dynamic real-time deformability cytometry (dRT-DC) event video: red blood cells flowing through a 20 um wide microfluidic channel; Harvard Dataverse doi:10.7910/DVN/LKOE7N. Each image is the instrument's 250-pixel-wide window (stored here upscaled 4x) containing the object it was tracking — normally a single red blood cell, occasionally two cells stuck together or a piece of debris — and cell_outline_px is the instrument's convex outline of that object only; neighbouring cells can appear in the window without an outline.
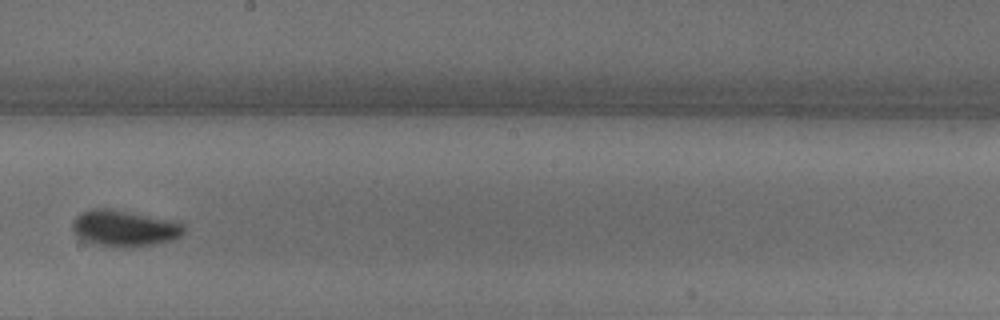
{"species": "common noctule bat (a hibernating species)", "species_latin": "Nyctalus noctula", "temperature_condition": "warm", "stored_images_in_passage": 31, "camera_frame_rate_fps": 3000, "um_per_image_px": 0.085, "animal": {"sex": "male", "body_mass_g": 18.8}, "frame": {"image": 1, "passage_image": 14, "time_ms": 4.333, "image_size_px": [1000, 320], "cell_outline_px": [[184, 232], [180, 236], [172, 240], [148, 244], [120, 248], [92, 244], [84, 240], [72, 232], [72, 220], [80, 212], [96, 208], [108, 208], [172, 220], [184, 224]], "centroid_in_image_um": [10.51, 19.4], "position_along_channel_um": 237.7, "area_um2": 23.47}}
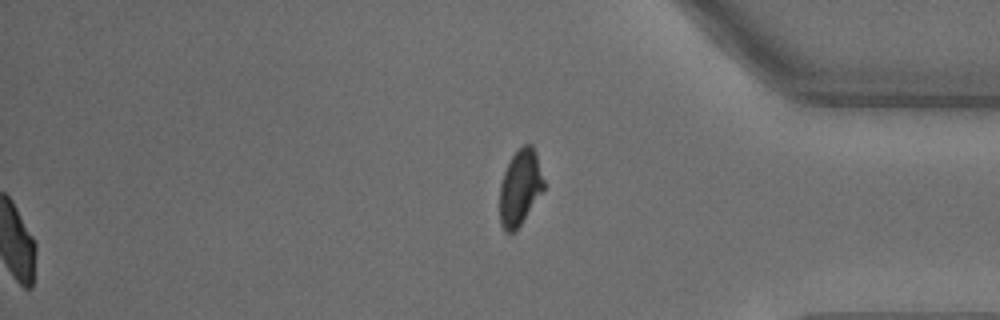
{"frame": {"image": 2, "passage_image": 31, "time_ms": 10.0, "image_size_px": [1000, 320], "cell_outline_px": [[544, 188], [520, 224], [512, 232], [504, 232], [500, 224], [500, 184], [504, 172], [512, 156], [524, 144], [532, 144], [536, 152], [544, 180]], "centroid_in_image_um": [44.19, 15.92], "position_along_channel_um": 391.0, "area_um2": 19.07}}